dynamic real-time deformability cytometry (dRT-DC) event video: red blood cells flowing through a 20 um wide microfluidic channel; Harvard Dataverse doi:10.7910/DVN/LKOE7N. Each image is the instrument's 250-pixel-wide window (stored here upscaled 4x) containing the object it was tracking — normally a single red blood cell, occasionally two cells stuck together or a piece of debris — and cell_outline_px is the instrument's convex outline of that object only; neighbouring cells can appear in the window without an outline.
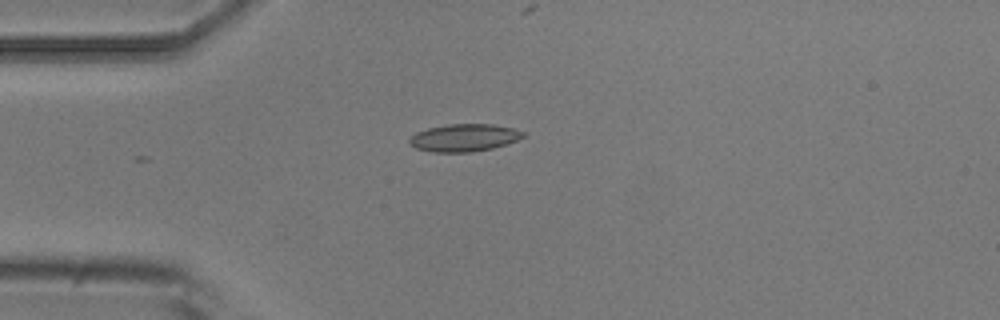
{"species": "common noctule bat (a hibernating species)", "species_latin": "Nyctalus noctula", "temperature_condition": "room temperature", "stored_images_in_passage": 8, "camera_frame_rate_fps": 3000, "um_per_image_px": 0.085, "animal": {"sex": "male", "body_mass_g": 20.5, "forearm_length_mm": 52.5}, "frame": {"image": 1, "passage_image": 4, "time_ms": 3.667, "image_size_px": [1000, 320], "cell_outline_px": [[528, 136], [492, 148], [472, 152], [432, 152], [416, 148], [408, 140], [416, 132], [428, 128], [448, 124], [492, 124], [512, 128], [528, 132]], "centroid_in_image_um": [39.5, 11.7], "position_along_channel_um": 45.5, "area_um2": 18.21}}
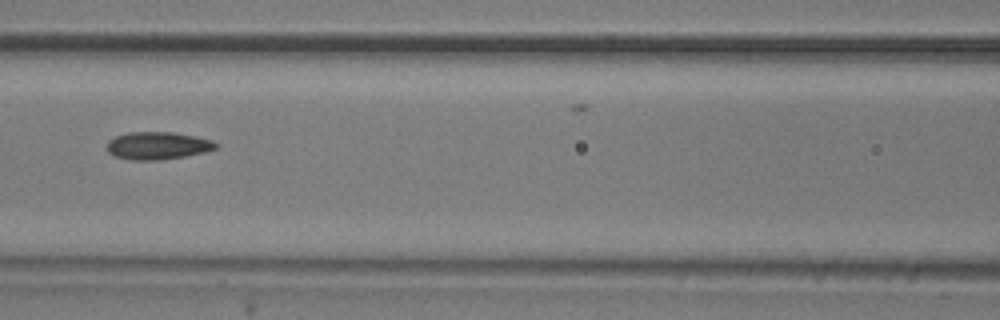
{"frame": {"image": 2, "passage_image": 7, "time_ms": 7.0, "image_size_px": [1000, 320], "cell_outline_px": [[216, 148], [204, 152], [184, 156], [160, 160], [132, 160], [112, 156], [108, 152], [108, 140], [116, 136], [128, 132], [172, 132], [196, 136], [212, 140], [216, 144]], "centroid_in_image_um": [13.37, 12.38], "position_along_channel_um": 153.2, "area_um2": 17.46}}
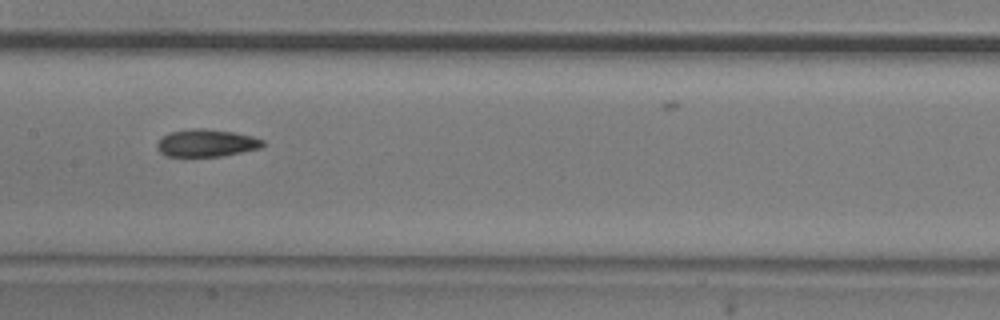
{"frame": {"image": 3, "passage_image": 8, "time_ms": 8.0, "image_size_px": [1000, 320], "cell_outline_px": [[264, 144], [260, 148], [220, 156], [164, 156], [156, 148], [156, 144], [168, 132], [192, 128], [204, 128], [232, 132], [252, 136], [264, 140]], "centroid_in_image_um": [17.51, 12.15], "position_along_channel_um": 189.9, "area_um2": 16.82}}